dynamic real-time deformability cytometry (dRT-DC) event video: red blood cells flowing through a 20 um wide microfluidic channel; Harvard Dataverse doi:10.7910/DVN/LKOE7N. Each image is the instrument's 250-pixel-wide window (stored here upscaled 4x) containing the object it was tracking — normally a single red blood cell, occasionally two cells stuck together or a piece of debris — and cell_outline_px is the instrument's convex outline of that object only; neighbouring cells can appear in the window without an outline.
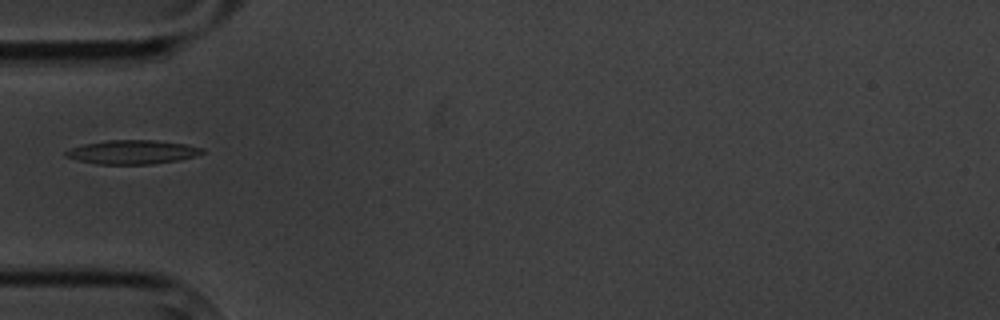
{"species": "common noctule bat (a hibernating species)", "species_latin": "Nyctalus noctula", "temperature_condition": "cold", "stored_images_in_passage": 4, "camera_frame_rate_fps": 3000, "um_per_image_px": 0.085, "animal": {"sex": "male", "body_mass_g": 20.1, "forearm_length_mm": 53.5}, "frame": {"image": 1, "passage_image": 4, "time_ms": 3.333, "image_size_px": [1000, 320], "cell_outline_px": [[204, 152], [180, 160], [152, 164], [96, 164], [76, 160], [64, 156], [64, 152], [72, 148], [84, 144], [108, 140], [156, 140], [184, 144], [204, 148]], "centroid_in_image_um": [11.23, 12.93], "position_along_channel_um": 73.8, "area_um2": 18.96}}